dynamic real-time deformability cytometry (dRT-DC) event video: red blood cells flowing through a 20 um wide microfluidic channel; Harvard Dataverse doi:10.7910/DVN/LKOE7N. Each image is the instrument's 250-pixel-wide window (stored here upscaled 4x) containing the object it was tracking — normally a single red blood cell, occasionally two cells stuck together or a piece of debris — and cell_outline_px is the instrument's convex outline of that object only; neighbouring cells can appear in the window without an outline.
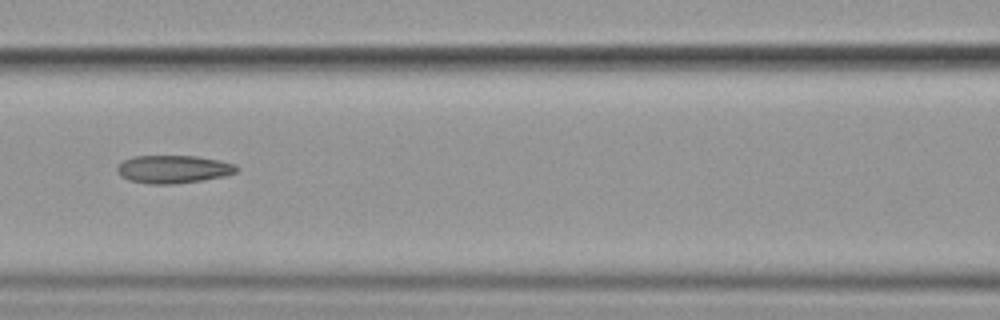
{"species": "common noctule bat (a hibernating species)", "species_latin": "Nyctalus noctula", "temperature_condition": "cold", "stored_images_in_passage": 9, "camera_frame_rate_fps": 3000, "um_per_image_px": 0.085, "animal": {"sex": "female", "body_mass_g": 19.9}, "frame": {"image": 1, "passage_image": 6, "time_ms": 5.667, "image_size_px": [1000, 320], "cell_outline_px": [[240, 168], [236, 172], [224, 176], [200, 180], [172, 184], [148, 184], [128, 180], [120, 176], [116, 168], [124, 160], [132, 156], [196, 156], [236, 164]], "centroid_in_image_um": [14.71, 14.38], "position_along_channel_um": 151.9, "area_um2": 19.36}}
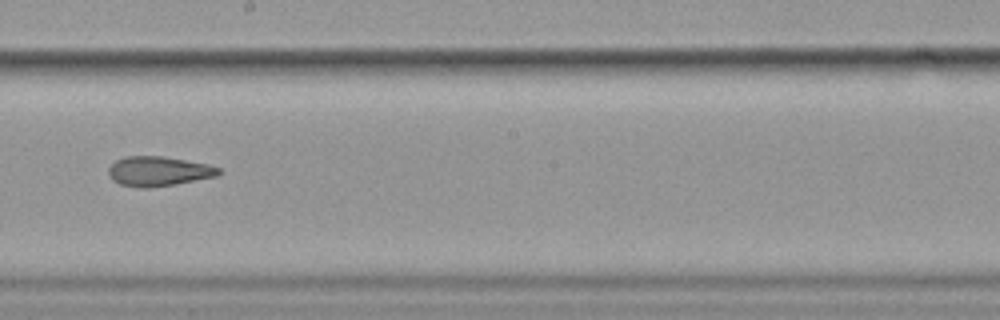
{"frame": {"image": 2, "passage_image": 8, "time_ms": 8.0, "image_size_px": [1000, 320], "cell_outline_px": [[224, 172], [216, 176], [176, 184], [148, 188], [140, 188], [120, 184], [112, 180], [108, 176], [108, 168], [116, 160], [124, 156], [164, 156], [208, 164], [220, 168]], "centroid_in_image_um": [13.47, 14.55], "position_along_channel_um": 234.7, "area_um2": 19.25}}
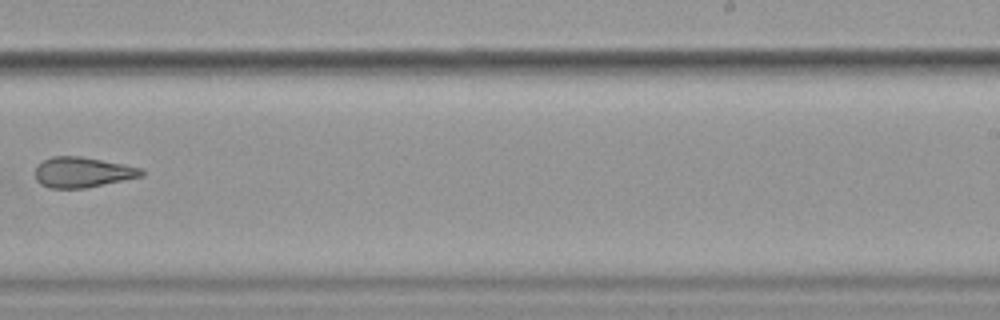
{"frame": {"image": 3, "passage_image": 9, "time_ms": 9.333, "image_size_px": [1000, 320], "cell_outline_px": [[144, 176], [88, 188], [48, 188], [40, 184], [36, 180], [36, 168], [44, 160], [52, 156], [80, 156], [124, 164], [144, 168]], "centroid_in_image_um": [7.06, 14.65], "position_along_channel_um": 281.9, "area_um2": 18.96}}